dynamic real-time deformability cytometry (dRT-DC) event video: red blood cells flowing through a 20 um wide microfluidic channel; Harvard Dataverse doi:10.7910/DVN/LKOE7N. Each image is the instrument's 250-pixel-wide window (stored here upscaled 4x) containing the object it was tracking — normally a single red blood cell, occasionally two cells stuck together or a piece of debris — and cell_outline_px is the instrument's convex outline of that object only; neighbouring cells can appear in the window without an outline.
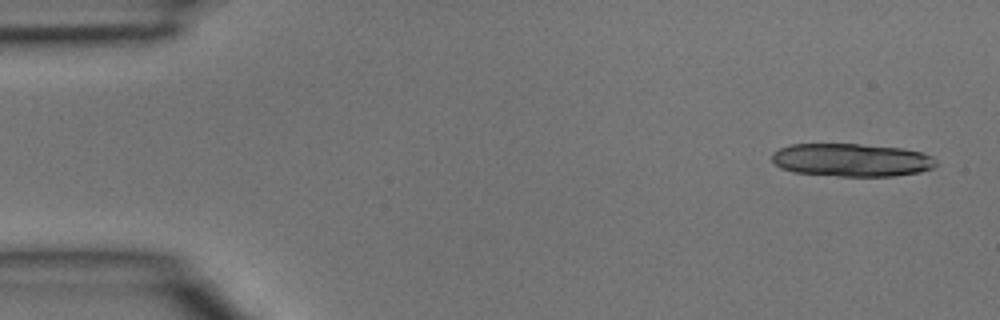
{"species": "common noctule bat (a hibernating species)", "species_latin": "Nyctalus noctula", "temperature_condition": "room temperature", "stored_images_in_passage": 16, "camera_frame_rate_fps": 3000, "um_per_image_px": 0.085, "animal": {"sex": "male", "body_mass_g": 15.6}, "frame": {"image": 1, "passage_image": 1, "time_ms": 0.0, "image_size_px": [1000, 320], "cell_outline_px": [[936, 164], [932, 168], [920, 172], [892, 176], [836, 176], [792, 172], [780, 168], [772, 160], [772, 152], [788, 144], [860, 144], [904, 148], [924, 152], [932, 156], [936, 160]], "centroid_in_image_um": [72.38, 13.59], "position_along_channel_um": 12.6, "area_um2": 31.91}}